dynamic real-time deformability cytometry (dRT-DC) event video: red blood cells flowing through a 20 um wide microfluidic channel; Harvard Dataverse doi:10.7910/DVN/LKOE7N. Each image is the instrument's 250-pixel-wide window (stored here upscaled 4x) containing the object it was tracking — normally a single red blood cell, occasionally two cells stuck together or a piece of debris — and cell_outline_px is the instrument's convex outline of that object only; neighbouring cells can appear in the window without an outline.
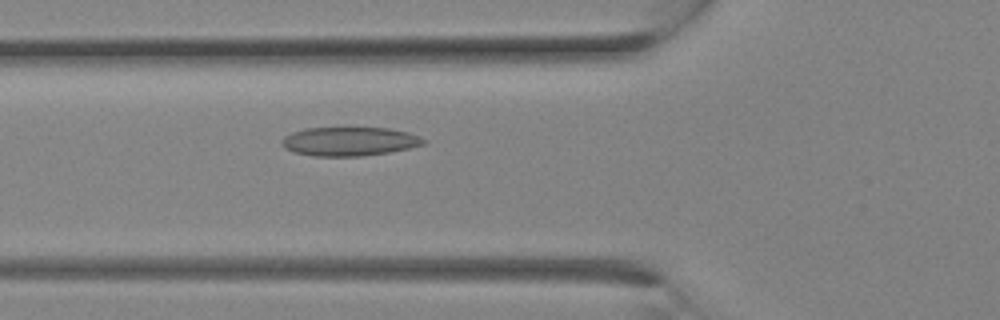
{"species": "Egyptian fruit bat (a non-hibernating species)", "species_latin": "Rousettus aegyptiacus", "temperature_condition": "room temperature", "stored_images_in_passage": 10, "camera_frame_rate_fps": 3000, "um_per_image_px": 0.085, "animal": {"sex": "female"}, "frame": {"image": 1, "passage_image": 10, "time_ms": 3.0, "image_size_px": [1000, 320], "cell_outline_px": [[428, 140], [424, 144], [408, 148], [388, 152], [364, 156], [312, 156], [292, 152], [284, 148], [280, 144], [280, 140], [284, 136], [292, 132], [304, 128], [344, 124], [388, 128], [408, 132], [420, 136]], "centroid_in_image_um": [29.65, 11.96], "position_along_channel_um": 96.2, "area_um2": 25.26}}